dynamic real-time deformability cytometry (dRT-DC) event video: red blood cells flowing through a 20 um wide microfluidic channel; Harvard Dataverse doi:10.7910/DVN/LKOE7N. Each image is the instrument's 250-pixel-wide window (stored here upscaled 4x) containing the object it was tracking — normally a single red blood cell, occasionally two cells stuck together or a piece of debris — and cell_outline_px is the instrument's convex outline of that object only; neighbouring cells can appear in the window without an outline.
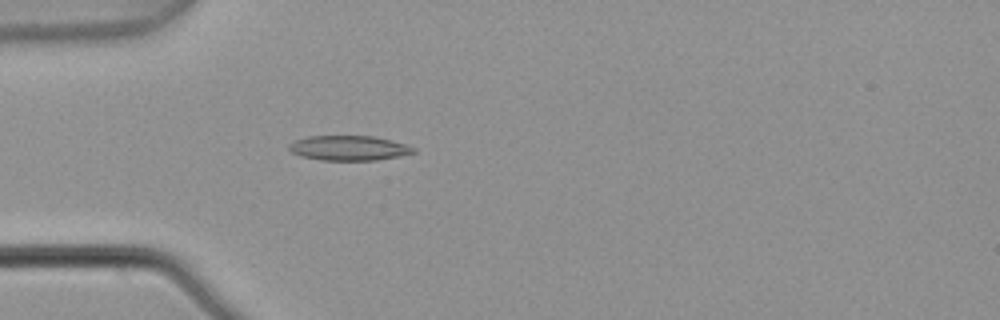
{"species": "common noctule bat (a hibernating species)", "species_latin": "Nyctalus noctula", "temperature_condition": "warm", "stored_images_in_passage": 1, "camera_frame_rate_fps": 3000, "um_per_image_px": 0.085, "animal": {"sex": "male", "body_mass_g": 21.5, "forearm_length_mm": 52.0}, "frame": {"image": 1, "passage_image": 1, "time_ms": 0.0, "image_size_px": [1000, 320], "cell_outline_px": [[416, 152], [400, 156], [376, 160], [320, 160], [300, 156], [292, 152], [288, 148], [288, 144], [296, 140], [308, 136], [372, 136], [404, 144], [416, 148]], "centroid_in_image_um": [29.63, 12.59], "position_along_channel_um": 55.4, "area_um2": 17.92}}